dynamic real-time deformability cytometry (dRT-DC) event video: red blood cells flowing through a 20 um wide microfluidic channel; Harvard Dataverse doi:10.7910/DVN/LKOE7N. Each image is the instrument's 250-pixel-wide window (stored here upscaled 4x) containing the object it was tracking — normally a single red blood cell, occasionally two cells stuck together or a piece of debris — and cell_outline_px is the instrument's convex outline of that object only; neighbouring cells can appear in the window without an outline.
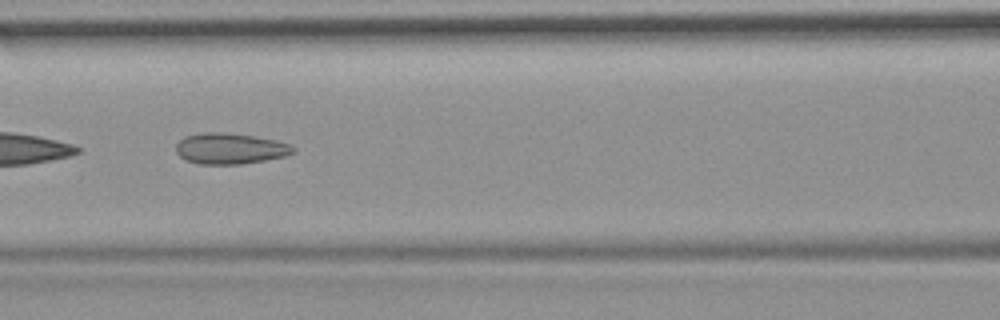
{"species": "common noctule bat (a hibernating species)", "species_latin": "Nyctalus noctula", "temperature_condition": "room temperature", "stored_images_in_passage": 10, "camera_frame_rate_fps": 3000, "um_per_image_px": 0.085, "animal": {"sex": "female", "body_mass_g": 19.9}, "frame": {"image": 1, "passage_image": 6, "time_ms": 6.667, "image_size_px": [1000, 320], "cell_outline_px": [[296, 152], [284, 156], [264, 160], [240, 164], [200, 164], [184, 160], [176, 152], [176, 144], [184, 136], [200, 132], [224, 132], [256, 136], [276, 140], [292, 144], [296, 148]], "centroid_in_image_um": [19.56, 12.61], "position_along_channel_um": 147.0, "area_um2": 21.39}}
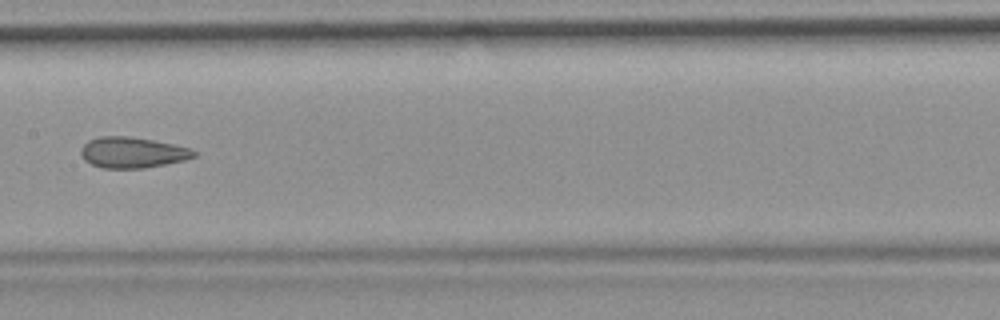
{"frame": {"image": 2, "passage_image": 7, "time_ms": 8.0, "image_size_px": [1000, 320], "cell_outline_px": [[196, 156], [184, 160], [144, 168], [100, 168], [84, 160], [80, 152], [80, 148], [88, 140], [100, 136], [128, 136], [152, 140], [192, 148], [196, 152]], "centroid_in_image_um": [11.23, 12.96], "position_along_channel_um": 196.2, "area_um2": 20.29}}
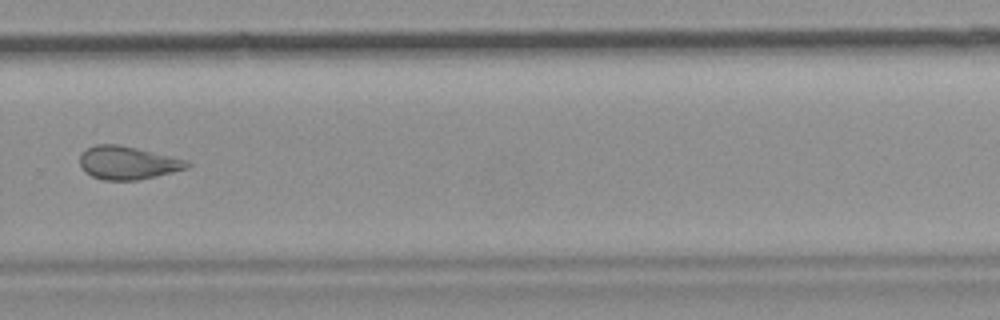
{"frame": {"image": 3, "passage_image": 10, "time_ms": 11.333, "image_size_px": [1000, 320], "cell_outline_px": [[192, 164], [188, 168], [156, 176], [136, 180], [104, 180], [92, 176], [84, 172], [80, 164], [80, 152], [96, 144], [116, 144], [136, 148], [188, 160]], "centroid_in_image_um": [10.84, 13.84], "position_along_channel_um": 319.0, "area_um2": 20.69}}